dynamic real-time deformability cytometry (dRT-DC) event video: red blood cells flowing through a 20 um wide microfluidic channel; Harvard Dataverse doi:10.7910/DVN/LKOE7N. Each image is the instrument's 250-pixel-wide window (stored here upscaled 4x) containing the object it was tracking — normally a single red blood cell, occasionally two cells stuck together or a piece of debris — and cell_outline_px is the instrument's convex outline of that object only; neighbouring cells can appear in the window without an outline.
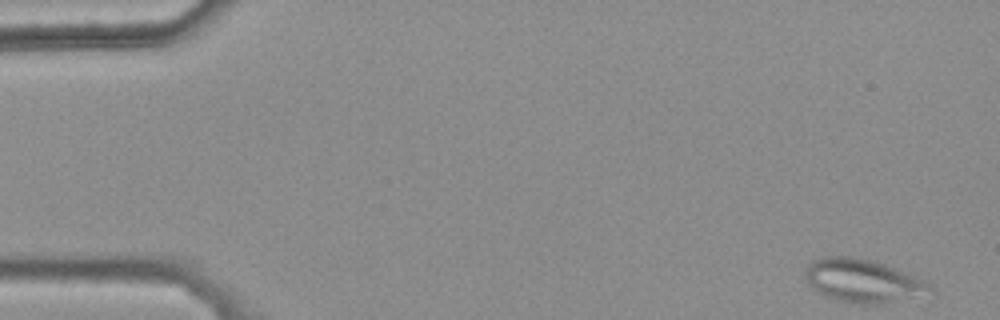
{"species": "common noctule bat (a hibernating species)", "species_latin": "Nyctalus noctula", "temperature_condition": "warm", "stored_images_in_passage": 44, "segment_of_instrument_passage": [1, 2], "camera_frame_rate_fps": 3000, "um_per_image_px": 0.085, "animal": {"sex": "female", "body_mass_g": 25.1}, "frame": {"image": 1, "passage_image": 1, "time_ms": 0.0, "image_size_px": [1000, 320], "cell_outline_px": [[936, 296], [876, 304], [852, 304], [836, 300], [824, 296], [812, 288], [808, 284], [804, 276], [804, 272], [808, 264], [812, 260], [820, 256], [848, 256], [872, 260], [884, 264], [924, 280], [932, 284], [936, 292]], "centroid_in_image_um": [73.42, 23.9], "position_along_channel_um": 11.6, "area_um2": 32.48}}